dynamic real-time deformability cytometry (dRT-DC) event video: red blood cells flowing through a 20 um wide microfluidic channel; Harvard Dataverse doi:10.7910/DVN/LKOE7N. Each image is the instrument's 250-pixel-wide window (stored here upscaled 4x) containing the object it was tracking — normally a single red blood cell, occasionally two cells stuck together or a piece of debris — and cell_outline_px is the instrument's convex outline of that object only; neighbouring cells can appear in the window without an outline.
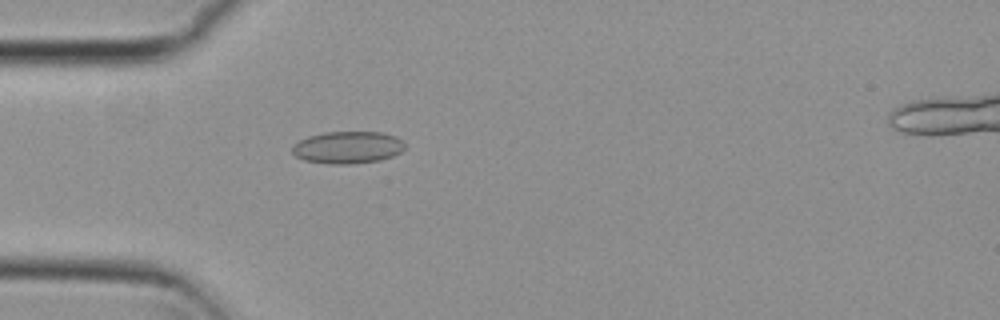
{"species": "common noctule bat (a hibernating species)", "species_latin": "Nyctalus noctula", "temperature_condition": "cold", "stored_images_in_passage": 2, "camera_frame_rate_fps": 3000, "um_per_image_px": 0.085, "animal": {"sex": "female", "body_mass_g": 29.2, "forearm_length_mm": 56.3}, "frame": {"image": 1, "passage_image": 2, "time_ms": 0.333, "image_size_px": [1000, 320], "cell_outline_px": [[404, 148], [400, 152], [392, 156], [380, 160], [352, 164], [328, 164], [304, 160], [296, 156], [292, 152], [292, 144], [308, 136], [324, 132], [384, 132], [396, 136], [404, 144]], "centroid_in_image_um": [29.53, 12.53], "position_along_channel_um": 55.5, "area_um2": 21.21}}